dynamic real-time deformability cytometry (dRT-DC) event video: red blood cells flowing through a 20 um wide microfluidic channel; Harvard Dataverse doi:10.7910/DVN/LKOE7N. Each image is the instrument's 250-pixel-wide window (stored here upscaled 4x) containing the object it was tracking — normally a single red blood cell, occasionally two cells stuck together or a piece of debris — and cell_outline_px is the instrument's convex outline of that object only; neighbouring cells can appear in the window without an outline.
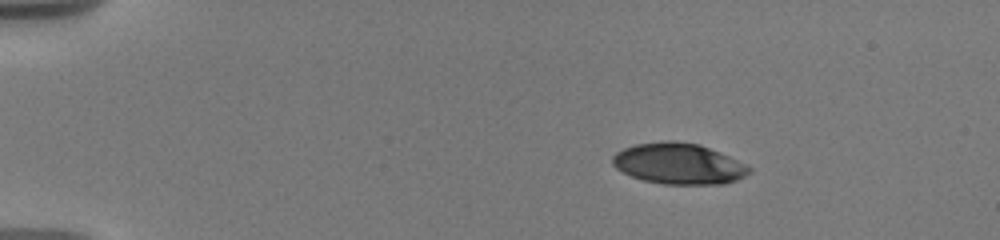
{"species": "human", "species_latin": "Homo sapiens", "temperature_condition": "warm", "stored_images_in_passage": 12, "camera_frame_rate_fps": 3000, "um_per_image_px": 0.085, "donor": {"sex": "male"}, "frame": {"image": 1, "passage_image": 1, "time_ms": 0.0, "image_size_px": [1000, 240], "cell_outline_px": [[752, 172], [736, 180], [724, 184], [664, 184], [644, 180], [632, 176], [616, 168], [612, 164], [612, 156], [616, 152], [624, 148], [636, 144], [668, 140], [676, 140], [700, 144], [720, 152], [748, 164], [752, 168]], "centroid_in_image_um": [57.73, 13.9], "position_along_channel_um": 27.3, "area_um2": 32.83}}
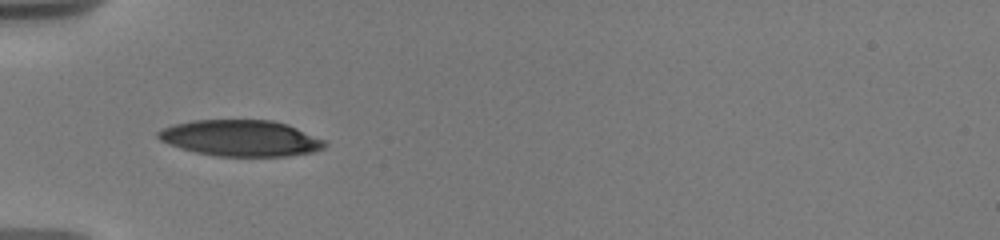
{"frame": {"image": 2, "passage_image": 9, "time_ms": 3.333, "image_size_px": [1000, 240], "cell_outline_px": [[328, 144], [324, 148], [312, 152], [288, 156], [216, 156], [196, 152], [180, 148], [168, 144], [160, 140], [156, 136], [156, 132], [160, 128], [192, 120], [272, 120], [288, 124], [324, 140]], "centroid_in_image_um": [20.44, 11.74], "position_along_channel_um": 64.6, "area_um2": 35.2}}
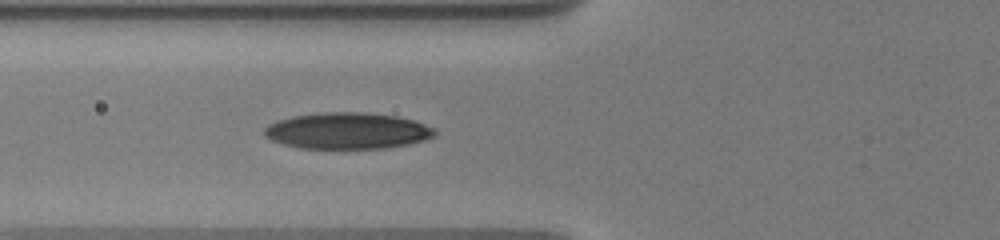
{"frame": {"image": 3, "passage_image": 12, "time_ms": 4.333, "image_size_px": [1000, 240], "cell_outline_px": [[436, 136], [424, 140], [408, 144], [384, 148], [300, 148], [284, 144], [272, 140], [264, 136], [264, 128], [268, 124], [276, 120], [292, 116], [320, 112], [364, 112], [396, 116], [412, 120], [424, 124], [432, 128], [436, 132]], "centroid_in_image_um": [29.49, 11.11], "position_along_channel_um": 96.3, "area_um2": 36.07}}